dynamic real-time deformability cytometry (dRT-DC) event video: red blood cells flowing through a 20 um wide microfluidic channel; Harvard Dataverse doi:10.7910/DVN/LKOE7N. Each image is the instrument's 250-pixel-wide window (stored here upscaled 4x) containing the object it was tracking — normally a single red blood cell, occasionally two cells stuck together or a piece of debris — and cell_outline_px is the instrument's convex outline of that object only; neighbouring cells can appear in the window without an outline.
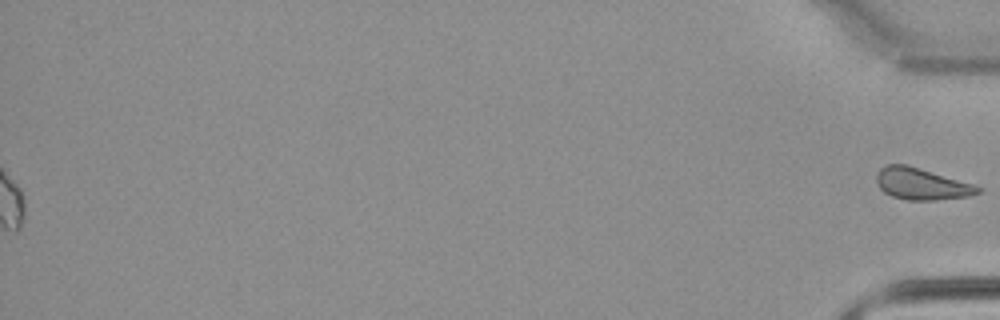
{"species": "common noctule bat (a hibernating species)", "species_latin": "Nyctalus noctula", "temperature_condition": "warm", "stored_images_in_passage": 42, "segment_of_instrument_passage": [2, 2], "camera_frame_rate_fps": 3000, "um_per_image_px": 0.085, "animal": {"sex": "male", "body_mass_g": 21.5, "forearm_length_mm": 52.0}, "frame": {"image": 1, "passage_image": 42, "time_ms": 13.667, "image_size_px": [1000, 320], "cell_outline_px": [[984, 188], [980, 192], [968, 196], [936, 200], [908, 200], [892, 196], [884, 192], [880, 188], [876, 180], [876, 172], [880, 168], [888, 164], [908, 164], [972, 184]], "centroid_in_image_um": [78.31, 15.62], "position_along_channel_um": 356.9, "area_um2": 18.67}}